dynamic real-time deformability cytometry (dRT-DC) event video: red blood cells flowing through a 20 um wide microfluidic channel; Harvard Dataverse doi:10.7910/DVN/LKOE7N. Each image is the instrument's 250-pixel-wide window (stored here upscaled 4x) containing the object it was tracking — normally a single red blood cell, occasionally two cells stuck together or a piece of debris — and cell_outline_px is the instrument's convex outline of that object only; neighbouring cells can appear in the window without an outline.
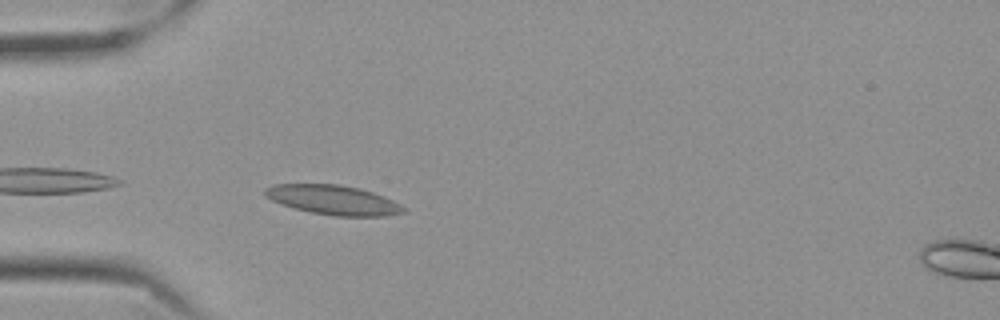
{"species": "Egyptian fruit bat (a non-hibernating species)", "species_latin": "Rousettus aegyptiacus", "temperature_condition": "cold", "stored_images_in_passage": 30, "camera_frame_rate_fps": 3000, "um_per_image_px": 0.085, "frame": {"image": 1, "passage_image": 2, "time_ms": 0.333, "image_size_px": [1000, 320], "cell_outline_px": [[404, 212], [384, 216], [332, 216], [312, 212], [296, 208], [272, 200], [264, 196], [264, 188], [276, 184], [336, 184], [360, 188], [384, 196], [400, 204], [404, 208]], "centroid_in_image_um": [28.32, 16.99], "position_along_channel_um": 56.7, "area_um2": 23.58}}
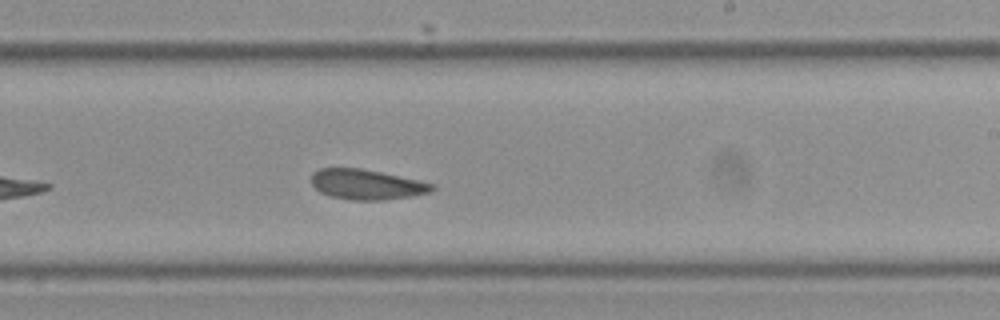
{"frame": {"image": 2, "passage_image": 20, "time_ms": 6.333, "image_size_px": [1000, 320], "cell_outline_px": [[436, 188], [432, 192], [412, 196], [384, 200], [352, 200], [332, 196], [320, 192], [312, 184], [312, 172], [320, 168], [360, 168], [380, 172], [436, 184]], "centroid_in_image_um": [31.19, 15.68], "position_along_channel_um": 257.8, "area_um2": 21.15}}
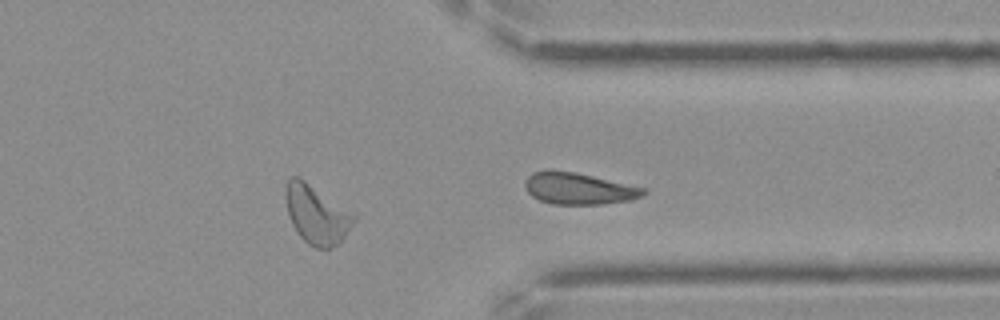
{"frame": {"image": 3, "passage_image": 29, "time_ms": 9.333, "image_size_px": [1000, 320], "cell_outline_px": [[356, 220], [344, 236], [332, 248], [316, 248], [308, 244], [296, 232], [288, 216], [284, 196], [284, 188], [288, 180], [292, 176], [296, 176], [304, 180], [356, 212]], "centroid_in_image_um": [26.91, 18.2], "position_along_channel_um": 384.5, "area_um2": 23.7}, "authors_computed_cell_mechanics": {"area_um2": 21.4438, "velocity_mm_per_s": 3.4637, "shape_relaxation_time_tau1_ms": null, "shape_relaxation_time_tau2_ms": 5.5097, "deformation_change_tau1": null, "deformation_change_tau2": 0.0748}}